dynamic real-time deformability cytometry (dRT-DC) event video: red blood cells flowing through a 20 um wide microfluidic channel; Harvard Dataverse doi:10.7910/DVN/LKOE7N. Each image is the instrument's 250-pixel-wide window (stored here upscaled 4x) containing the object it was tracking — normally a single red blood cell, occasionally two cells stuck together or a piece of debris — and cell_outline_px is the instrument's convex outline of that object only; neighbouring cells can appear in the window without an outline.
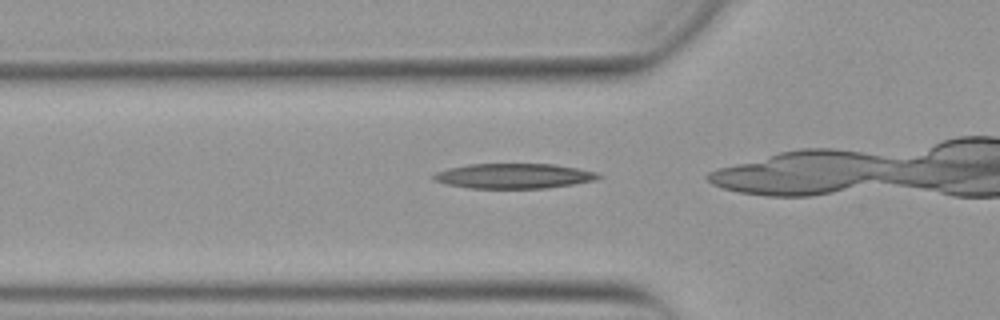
{"species": "Egyptian fruit bat (a non-hibernating species)", "species_latin": "Rousettus aegyptiacus", "temperature_condition": "warm", "stored_images_in_passage": 30, "camera_frame_rate_fps": 3000, "um_per_image_px": 0.085, "animal": {"sex": "female"}, "frame": {"image": 1, "passage_image": 3, "time_ms": 0.667, "image_size_px": [1000, 320], "cell_outline_px": [[604, 176], [596, 180], [548, 188], [468, 188], [444, 184], [432, 180], [432, 176], [436, 172], [448, 168], [468, 164], [552, 164], [576, 168], [596, 172]], "centroid_in_image_um": [43.64, 14.96], "position_along_channel_um": 82.2, "area_um2": 24.1}}
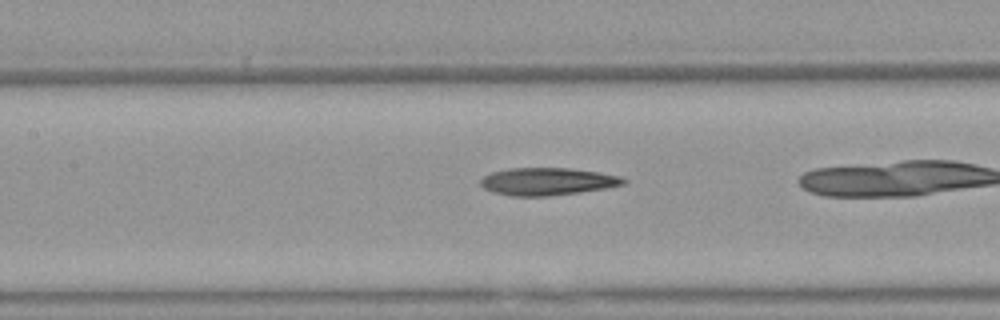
{"frame": {"image": 2, "passage_image": 9, "time_ms": 2.667, "image_size_px": [1000, 320], "cell_outline_px": [[628, 184], [608, 188], [548, 196], [512, 196], [492, 192], [484, 188], [480, 184], [480, 180], [484, 176], [492, 172], [508, 168], [568, 168], [600, 172], [620, 176], [628, 180]], "centroid_in_image_um": [46.57, 15.42], "position_along_channel_um": 160.8, "area_um2": 23.06}}
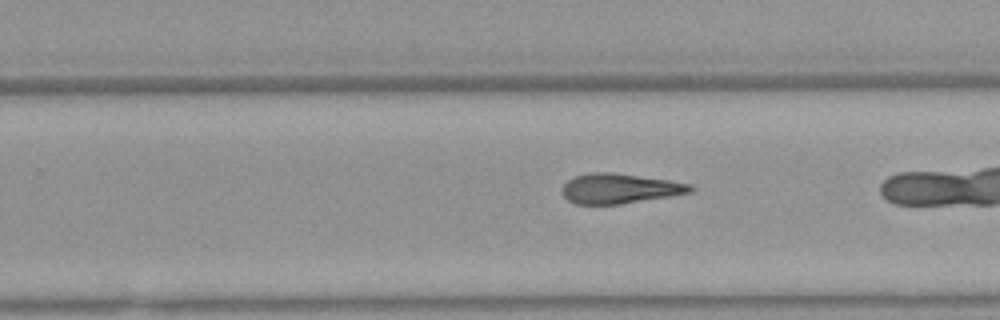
{"frame": {"image": 3, "passage_image": 18, "time_ms": 5.667, "image_size_px": [1000, 320], "cell_outline_px": [[696, 188], [692, 192], [620, 204], [576, 204], [568, 200], [560, 192], [560, 188], [572, 176], [588, 172], [612, 172], [668, 180], [692, 184]], "centroid_in_image_um": [52.62, 16.01], "position_along_channel_um": 277.2, "area_um2": 22.48}, "authors_computed_cell_mechanics": {"area_um2": 22.8599, "velocity_mm_per_s": 3.8941, "shape_relaxation_time_tau1_ms": 8.2373, "shape_relaxation_time_tau2_ms": 7.5026, "deformation_change_tau1": 0.2407, "deformation_change_tau2": 0.2374}}